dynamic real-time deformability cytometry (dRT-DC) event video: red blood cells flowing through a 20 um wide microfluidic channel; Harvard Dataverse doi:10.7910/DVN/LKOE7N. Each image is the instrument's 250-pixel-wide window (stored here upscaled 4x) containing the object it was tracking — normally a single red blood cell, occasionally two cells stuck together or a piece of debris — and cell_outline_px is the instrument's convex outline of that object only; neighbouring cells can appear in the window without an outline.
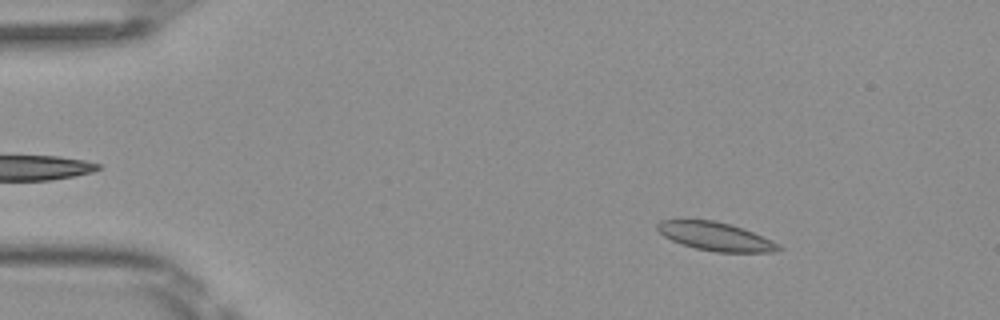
{"species": "Egyptian fruit bat (a non-hibernating species)", "species_latin": "Rousettus aegyptiacus", "temperature_condition": "room temperature", "stored_images_in_passage": 50, "camera_frame_rate_fps": 3000, "um_per_image_px": 0.085, "frame": {"image": 1, "passage_image": 7, "time_ms": 2.0, "image_size_px": [1000, 320], "cell_outline_px": [[784, 248], [772, 252], [716, 252], [696, 248], [680, 244], [664, 236], [656, 228], [656, 224], [660, 220], [712, 220], [728, 224], [752, 232], [772, 240], [780, 244]], "centroid_in_image_um": [60.82, 20.11], "position_along_channel_um": 24.2, "area_um2": 19.88}}
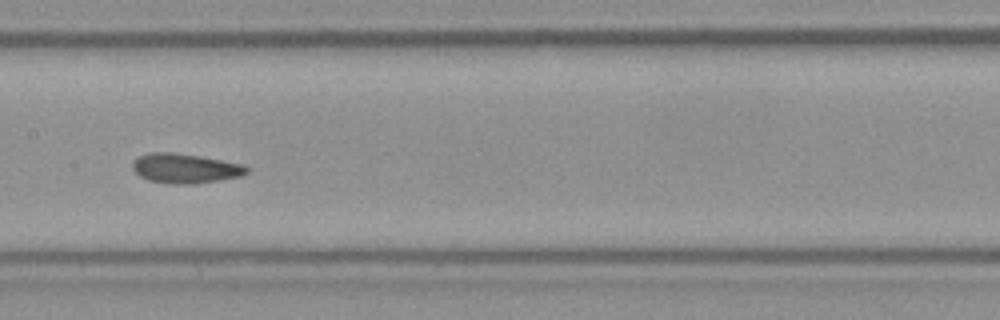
{"frame": {"image": 2, "passage_image": 25, "time_ms": 8.0, "image_size_px": [1000, 320], "cell_outline_px": [[252, 168], [248, 172], [240, 176], [192, 184], [176, 184], [148, 180], [140, 176], [132, 168], [132, 164], [140, 156], [152, 152], [172, 152], [200, 156], [244, 164]], "centroid_in_image_um": [15.78, 14.3], "position_along_channel_um": 191.6, "area_um2": 19.54}}
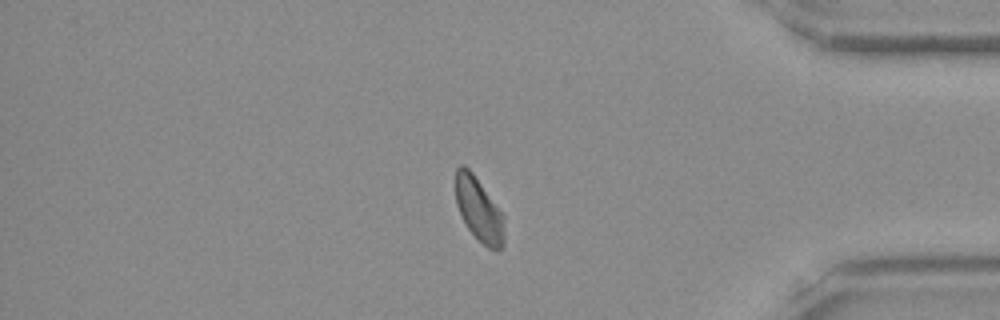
{"frame": {"image": 3, "passage_image": 42, "time_ms": 13.667, "image_size_px": [1000, 320], "cell_outline_px": [[504, 244], [500, 248], [488, 248], [468, 228], [456, 204], [456, 168], [460, 164], [464, 164], [472, 172], [504, 216]], "centroid_in_image_um": [40.7, 17.78], "position_along_channel_um": 394.5, "area_um2": 17.63}, "authors_computed_cell_mechanics": {"area_um2": 19.4208, "velocity_mm_per_s": 4.0638, "shape_relaxation_time_tau1_ms": 11.2915, "shape_relaxation_time_tau2_ms": 1.5959, "deformation_change_tau1": 0.1244, "deformation_change_tau2": 0.054}}